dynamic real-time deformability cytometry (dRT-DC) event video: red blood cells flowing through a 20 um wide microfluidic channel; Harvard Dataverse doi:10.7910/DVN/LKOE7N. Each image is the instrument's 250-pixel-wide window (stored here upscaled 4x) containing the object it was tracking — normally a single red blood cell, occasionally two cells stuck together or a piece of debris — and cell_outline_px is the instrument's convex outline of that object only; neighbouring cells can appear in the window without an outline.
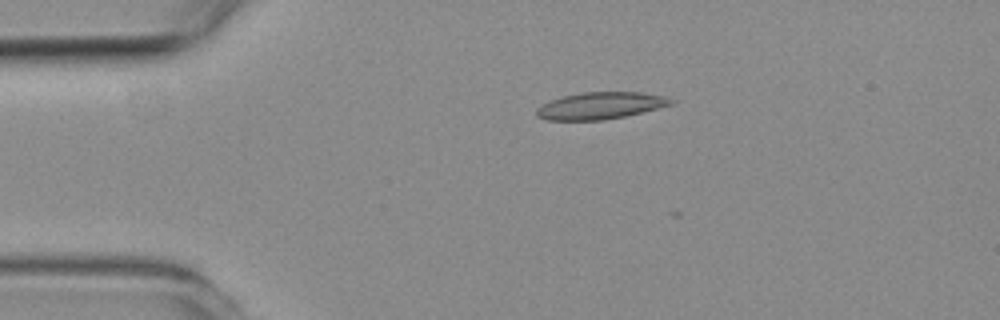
{"species": "common noctule bat (a hibernating species)", "species_latin": "Nyctalus noctula", "temperature_condition": "room temperature", "stored_images_in_passage": 2, "camera_frame_rate_fps": 3000, "um_per_image_px": 0.085, "animal": {"sex": "female", "body_mass_g": 19.3, "forearm_length_mm": 54.1}, "frame": {"image": 1, "passage_image": 1, "time_ms": 0.0, "image_size_px": [1000, 320], "cell_outline_px": [[676, 104], [660, 108], [624, 116], [604, 120], [544, 120], [536, 116], [536, 108], [552, 100], [564, 96], [580, 92], [640, 92], [664, 96], [676, 100]], "centroid_in_image_um": [51.08, 8.98], "position_along_channel_um": 33.9, "area_um2": 21.21}}